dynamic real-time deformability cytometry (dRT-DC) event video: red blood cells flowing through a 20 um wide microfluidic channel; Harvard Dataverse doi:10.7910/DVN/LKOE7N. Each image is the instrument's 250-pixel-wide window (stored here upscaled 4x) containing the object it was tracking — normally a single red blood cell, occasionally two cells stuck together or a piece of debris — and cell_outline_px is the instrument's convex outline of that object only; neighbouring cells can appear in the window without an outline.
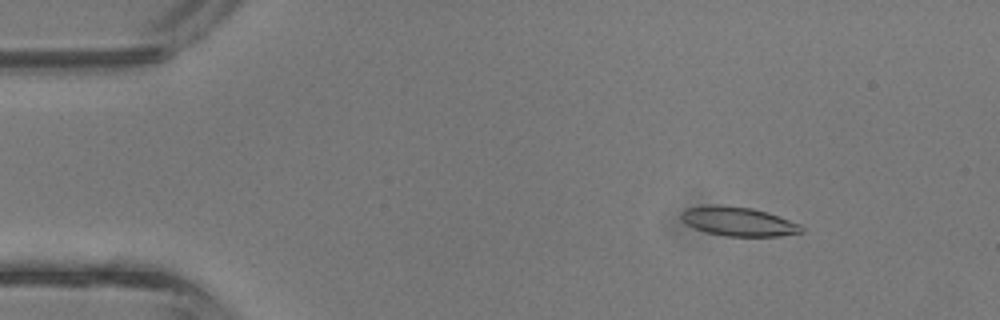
{"species": "common noctule bat (a hibernating species)", "species_latin": "Nyctalus noctula", "temperature_condition": "room temperature", "stored_images_in_passage": 14, "camera_frame_rate_fps": 3000, "um_per_image_px": 0.085, "animal": {"sex": "male", "body_mass_g": 13.3}, "frame": {"image": 1, "passage_image": 5, "time_ms": 1.333, "image_size_px": [1000, 320], "cell_outline_px": [[804, 232], [780, 236], [724, 236], [704, 232], [680, 220], [680, 212], [684, 208], [716, 204], [720, 204], [752, 208], [768, 212], [800, 224], [804, 228]], "centroid_in_image_um": [62.74, 18.82], "position_along_channel_um": 22.3, "area_um2": 20.63}}
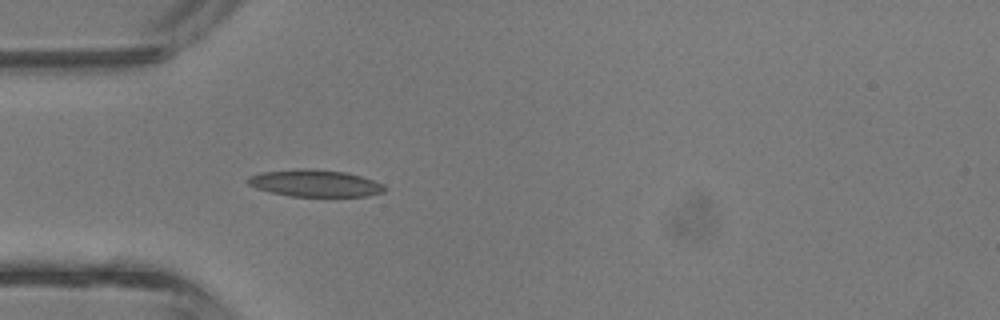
{"frame": {"image": 2, "passage_image": 12, "time_ms": 3.667, "image_size_px": [1000, 320], "cell_outline_px": [[388, 188], [384, 192], [368, 196], [292, 196], [272, 192], [256, 188], [248, 184], [244, 180], [248, 176], [264, 172], [296, 168], [304, 168], [344, 172], [360, 176], [384, 184]], "centroid_in_image_um": [26.77, 15.57], "position_along_channel_um": 58.2, "area_um2": 21.44}}